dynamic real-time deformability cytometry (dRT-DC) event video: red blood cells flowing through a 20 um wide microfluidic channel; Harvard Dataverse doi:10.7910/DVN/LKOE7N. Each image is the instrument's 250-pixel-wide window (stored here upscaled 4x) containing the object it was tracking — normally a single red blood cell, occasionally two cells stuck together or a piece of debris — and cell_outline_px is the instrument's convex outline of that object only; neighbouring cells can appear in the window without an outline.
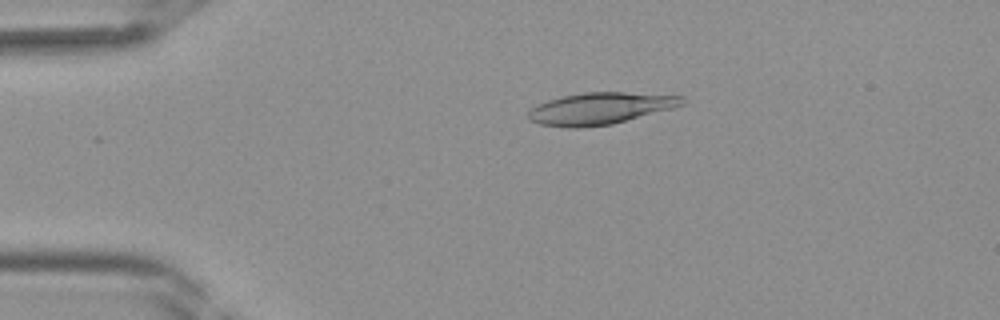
{"species": "Egyptian fruit bat (a non-hibernating species)", "species_latin": "Rousettus aegyptiacus", "temperature_condition": "room temperature", "stored_images_in_passage": 32, "camera_frame_rate_fps": 3000, "um_per_image_px": 0.085, "frame": {"image": 1, "passage_image": 8, "time_ms": 2.333, "image_size_px": [1000, 320], "cell_outline_px": [[688, 100], [684, 104], [672, 108], [612, 124], [580, 128], [568, 128], [540, 124], [528, 120], [528, 112], [532, 108], [548, 100], [560, 96], [584, 92], [624, 92], [684, 96]], "centroid_in_image_um": [51.02, 9.21], "position_along_channel_um": 34.0, "area_um2": 28.55}}
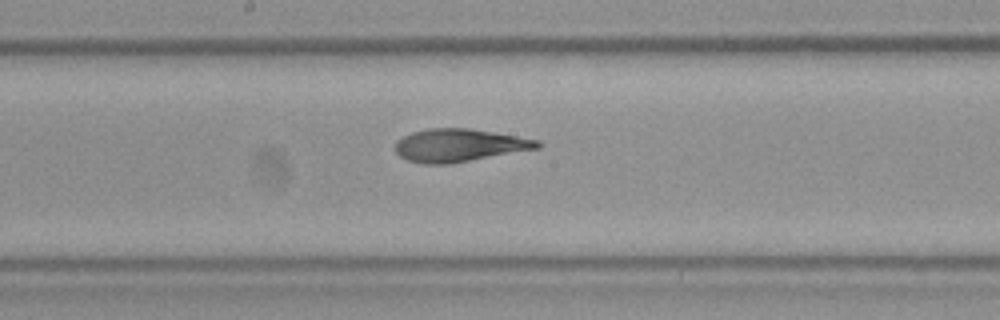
{"frame": {"image": 2, "passage_image": 21, "time_ms": 6.667, "image_size_px": [1000, 320], "cell_outline_px": [[544, 144], [540, 148], [452, 164], [424, 164], [408, 160], [400, 156], [396, 152], [396, 140], [412, 132], [428, 128], [468, 128], [540, 140]], "centroid_in_image_um": [39.06, 12.36], "position_along_channel_um": 209.1, "area_um2": 27.34}}
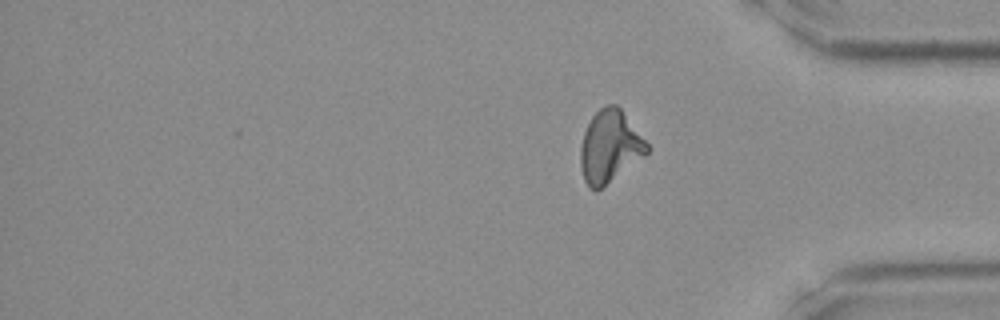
{"frame": {"image": 3, "passage_image": 32, "time_ms": 10.333, "image_size_px": [1000, 320], "cell_outline_px": [[652, 148], [644, 156], [596, 192], [588, 188], [584, 180], [580, 164], [580, 148], [584, 132], [592, 116], [600, 108], [608, 104], [616, 104], [620, 108]], "centroid_in_image_um": [51.83, 12.47], "position_along_channel_um": 383.4, "area_um2": 27.92}}